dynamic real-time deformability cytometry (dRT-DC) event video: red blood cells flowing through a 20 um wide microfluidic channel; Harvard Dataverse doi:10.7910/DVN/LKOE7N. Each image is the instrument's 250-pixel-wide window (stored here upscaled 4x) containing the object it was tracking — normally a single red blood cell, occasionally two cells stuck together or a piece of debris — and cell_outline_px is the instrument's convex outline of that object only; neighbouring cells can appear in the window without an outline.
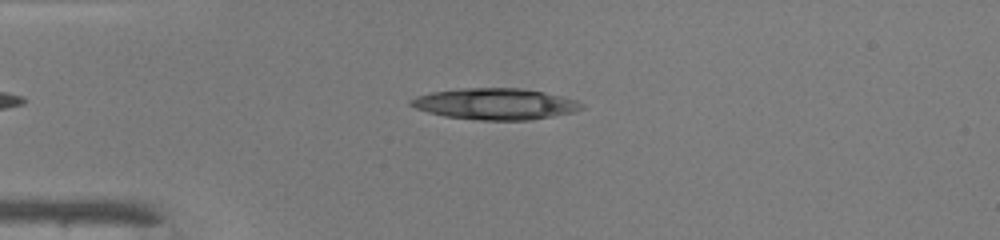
{"species": "common noctule bat (a hibernating species)", "species_latin": "Nyctalus noctula", "temperature_condition": "warm", "stored_images_in_passage": 40, "camera_frame_rate_fps": 3000, "um_per_image_px": 0.085, "animal": {"sex": "male", "body_mass_g": 19.0, "forearm_length_mm": 50.8}, "frame": {"image": 1, "passage_image": 8, "time_ms": 2.333, "image_size_px": [1000, 240], "cell_outline_px": [[584, 108], [572, 112], [552, 116], [528, 120], [480, 120], [444, 116], [428, 112], [416, 108], [408, 104], [408, 100], [416, 96], [432, 92], [460, 88], [520, 88], [544, 92], [576, 100], [584, 104]], "centroid_in_image_um": [42.07, 8.83], "position_along_channel_um": 42.9, "area_um2": 31.04}}
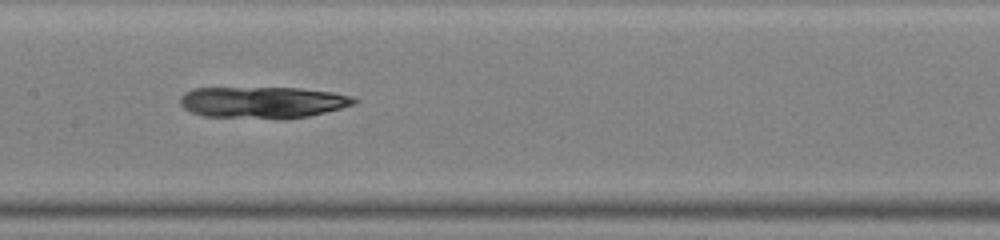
{"frame": {"image": 2, "passage_image": 20, "time_ms": 6.333, "image_size_px": [1000, 240], "cell_outline_px": [[356, 104], [308, 116], [284, 120], [280, 120], [204, 116], [192, 112], [184, 108], [180, 104], [180, 96], [184, 92], [192, 88], [300, 88], [336, 92], [352, 96], [356, 100]], "centroid_in_image_um": [22.33, 8.71], "position_along_channel_um": 185.1, "area_um2": 32.48}}
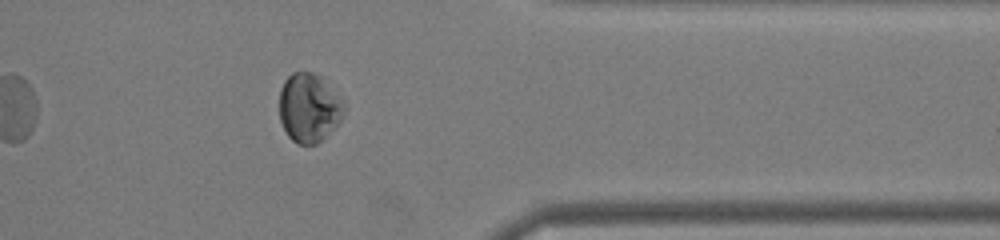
{"frame": {"image": 3, "passage_image": 35, "time_ms": 11.333, "image_size_px": [1000, 240], "cell_outline_px": [[344, 112], [340, 120], [316, 144], [296, 144], [288, 136], [280, 120], [280, 88], [284, 80], [292, 72], [316, 72], [320, 76], [344, 108]], "centroid_in_image_um": [26.19, 9.16], "position_along_channel_um": 385.2, "area_um2": 25.14}, "authors_computed_cell_mechanics": {"area_um2": 29.9693, "velocity_mm_per_s": 4.22, "shape_relaxation_time_tau1_ms": 9.7657, "shape_relaxation_time_tau2_ms": null, "deformation_change_tau1": null, "deformation_change_tau2": null}}